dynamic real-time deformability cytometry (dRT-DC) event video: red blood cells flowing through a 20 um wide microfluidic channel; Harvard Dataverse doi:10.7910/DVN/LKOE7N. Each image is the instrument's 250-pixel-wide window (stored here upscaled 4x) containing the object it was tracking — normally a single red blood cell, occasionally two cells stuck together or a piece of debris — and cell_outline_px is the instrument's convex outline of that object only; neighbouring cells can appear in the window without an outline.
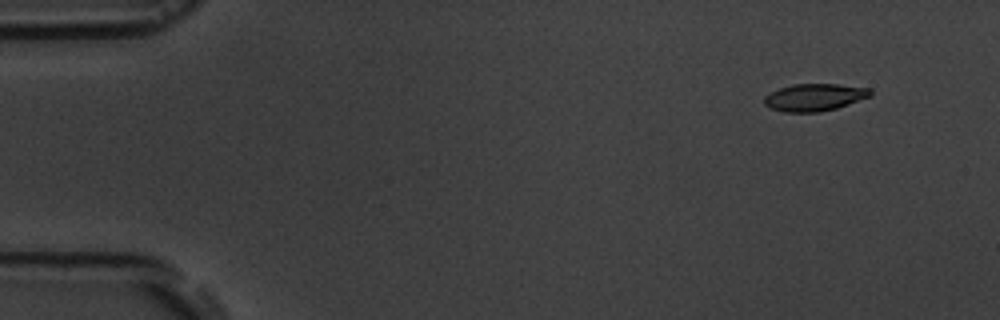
{"species": "common noctule bat (a hibernating species)", "species_latin": "Nyctalus noctula", "temperature_condition": "room temperature", "stored_images_in_passage": 4, "camera_frame_rate_fps": 3000, "um_per_image_px": 0.085, "animal": {"sex": "male", "body_mass_g": 19.5, "forearm_length_mm": 54.6}, "frame": {"image": 1, "passage_image": 1, "time_ms": 0.0, "image_size_px": [1000, 320], "cell_outline_px": [[872, 96], [836, 108], [820, 112], [784, 112], [772, 108], [764, 104], [764, 96], [768, 92], [792, 84], [836, 84], [872, 88]], "centroid_in_image_um": [69.24, 8.26], "position_along_channel_um": 15.8, "area_um2": 16.99}}